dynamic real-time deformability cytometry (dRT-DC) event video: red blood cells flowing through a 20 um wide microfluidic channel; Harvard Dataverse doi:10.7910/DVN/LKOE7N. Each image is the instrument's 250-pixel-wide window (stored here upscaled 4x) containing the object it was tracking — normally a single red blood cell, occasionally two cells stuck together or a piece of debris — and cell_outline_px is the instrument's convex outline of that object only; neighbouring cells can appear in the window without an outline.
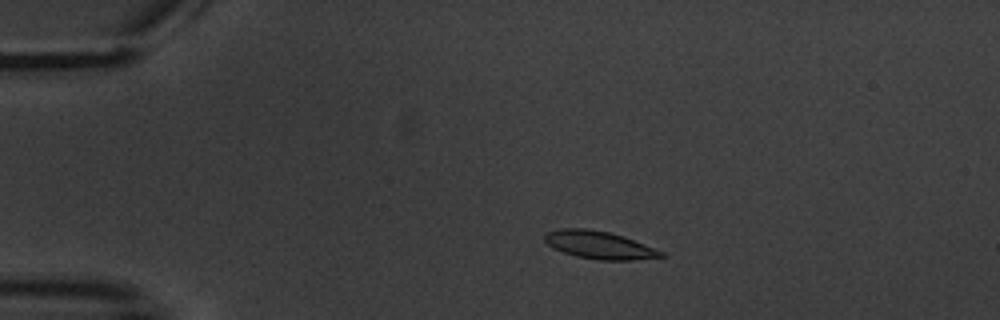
{"species": "common noctule bat (a hibernating species)", "species_latin": "Nyctalus noctula", "temperature_condition": "warm", "stored_images_in_passage": 5, "camera_frame_rate_fps": 3000, "um_per_image_px": 0.085, "animal": {"sex": "male", "body_mass_g": 20.1, "forearm_length_mm": 53.5}, "frame": {"image": 1, "passage_image": 2, "time_ms": 1.333, "image_size_px": [1000, 320], "cell_outline_px": [[664, 256], [632, 260], [596, 260], [576, 256], [552, 248], [544, 240], [544, 236], [548, 232], [560, 228], [588, 228], [608, 232], [624, 236], [664, 252]], "centroid_in_image_um": [50.91, 20.82], "position_along_channel_um": 34.1, "area_um2": 18.73}}
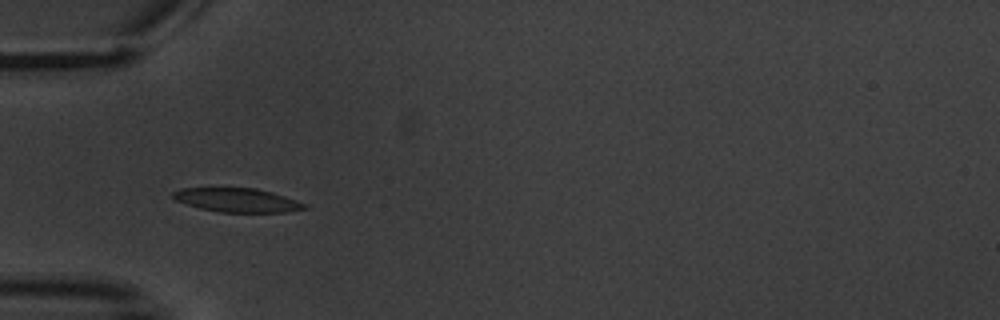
{"frame": {"image": 2, "passage_image": 4, "time_ms": 3.667, "image_size_px": [1000, 320], "cell_outline_px": [[308, 208], [288, 212], [220, 212], [200, 208], [176, 200], [172, 196], [172, 192], [180, 188], [256, 188], [272, 192], [308, 204]], "centroid_in_image_um": [20.19, 17.01], "position_along_channel_um": 64.8, "area_um2": 18.26}}